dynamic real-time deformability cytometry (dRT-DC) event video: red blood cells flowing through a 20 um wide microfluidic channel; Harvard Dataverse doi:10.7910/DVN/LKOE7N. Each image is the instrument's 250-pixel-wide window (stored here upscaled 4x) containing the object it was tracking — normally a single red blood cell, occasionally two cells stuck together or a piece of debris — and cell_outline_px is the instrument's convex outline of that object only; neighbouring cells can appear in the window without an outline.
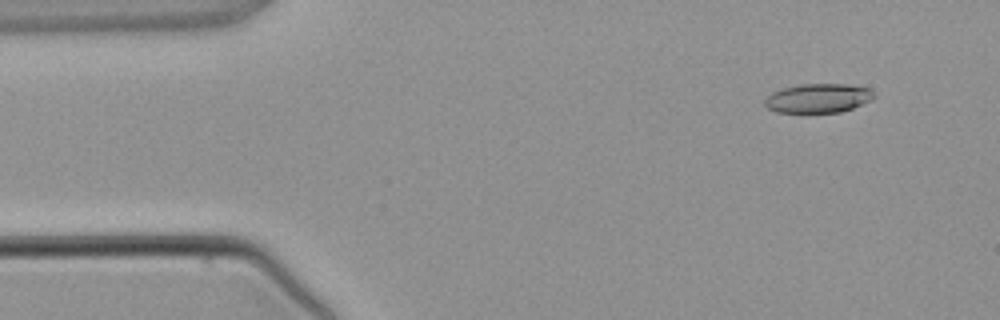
{"species": "common noctule bat (a hibernating species)", "species_latin": "Nyctalus noctula", "temperature_condition": "warm", "stored_images_in_passage": 5, "camera_frame_rate_fps": 3000, "um_per_image_px": 0.085, "animal": {"sex": "male", "body_mass_g": 21.5, "forearm_length_mm": 52.0}, "frame": {"image": 1, "passage_image": 2, "time_ms": 1.0, "image_size_px": [1000, 320], "cell_outline_px": [[876, 96], [872, 100], [852, 108], [840, 112], [804, 116], [776, 112], [768, 108], [764, 104], [764, 100], [772, 92], [784, 88], [800, 84], [848, 84], [868, 88]], "centroid_in_image_um": [69.5, 8.4], "position_along_channel_um": 15.5, "area_um2": 19.36}}
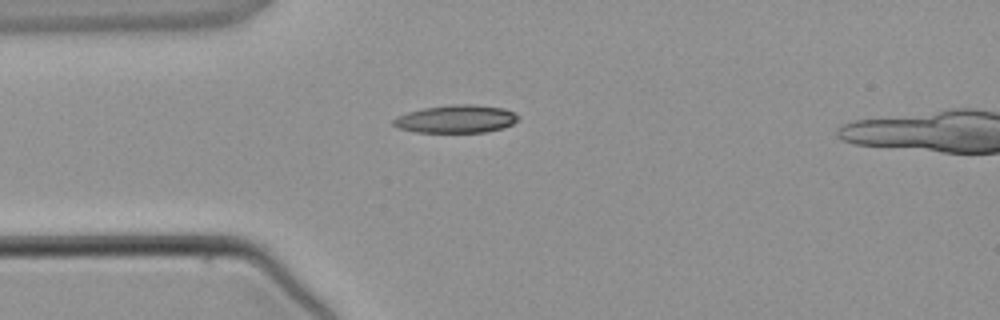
{"frame": {"image": 2, "passage_image": 4, "time_ms": 3.333, "image_size_px": [1000, 320], "cell_outline_px": [[520, 116], [512, 124], [504, 128], [484, 132], [416, 132], [396, 128], [392, 124], [392, 120], [396, 116], [408, 112], [424, 108], [452, 104], [472, 104], [504, 108]], "centroid_in_image_um": [38.73, 10.11], "position_along_channel_um": 46.3, "area_um2": 20.35}}